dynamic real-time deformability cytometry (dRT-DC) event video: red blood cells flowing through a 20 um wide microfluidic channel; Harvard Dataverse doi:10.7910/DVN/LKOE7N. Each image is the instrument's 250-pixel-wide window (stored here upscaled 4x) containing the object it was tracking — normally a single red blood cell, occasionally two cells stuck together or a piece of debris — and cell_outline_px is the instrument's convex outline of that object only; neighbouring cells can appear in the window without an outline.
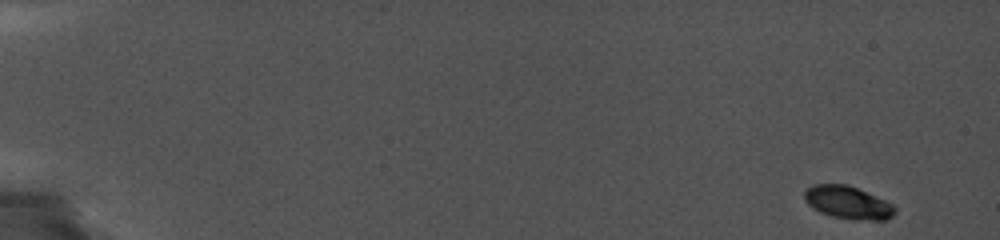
{"species": "common noctule bat (a hibernating species)", "species_latin": "Nyctalus noctula", "temperature_condition": "cold", "stored_images_in_passage": 16, "camera_frame_rate_fps": 5000, "um_per_image_px": 0.085, "animal": {"sex": "female", "body_mass_g": 19.0, "forearm_length_mm": 56.7}, "frame": {"image": 1, "passage_image": 1, "time_ms": 0.0, "image_size_px": [1000, 240], "cell_outline_px": [[896, 212], [892, 216], [884, 220], [852, 220], [832, 216], [820, 212], [812, 208], [804, 200], [804, 188], [812, 184], [848, 184], [884, 200], [892, 204], [896, 208]], "centroid_in_image_um": [72.03, 17.21], "position_along_channel_um": 13.0, "area_um2": 17.46}}